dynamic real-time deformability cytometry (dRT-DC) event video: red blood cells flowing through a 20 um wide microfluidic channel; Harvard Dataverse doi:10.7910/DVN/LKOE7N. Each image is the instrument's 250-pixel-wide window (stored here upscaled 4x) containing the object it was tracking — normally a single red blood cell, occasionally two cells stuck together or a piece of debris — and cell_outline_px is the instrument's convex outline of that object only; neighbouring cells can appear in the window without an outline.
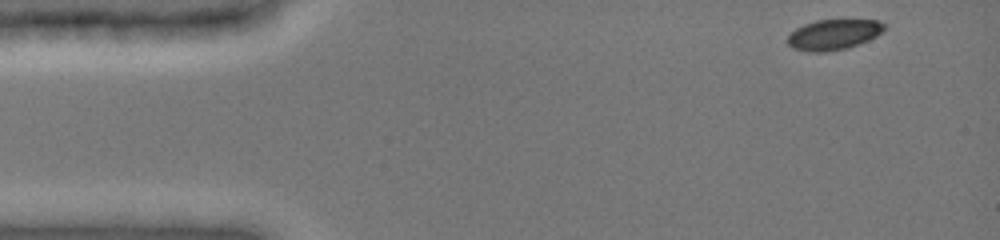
{"species": "common noctule bat (a hibernating species)", "species_latin": "Nyctalus noctula", "temperature_condition": "cold", "stored_images_in_passage": 5, "camera_frame_rate_fps": 3000, "um_per_image_px": 0.085, "animal": {"sex": "female", "body_mass_g": 19.0, "forearm_length_mm": 51.5}, "frame": {"image": 1, "passage_image": 1, "time_ms": 0.0, "image_size_px": [1000, 240], "cell_outline_px": [[884, 28], [876, 36], [868, 40], [844, 48], [828, 52], [808, 52], [792, 48], [788, 44], [788, 36], [796, 28], [804, 24], [816, 20], [876, 20], [884, 24]], "centroid_in_image_um": [70.8, 2.94], "position_along_channel_um": 14.2, "area_um2": 16.88}}
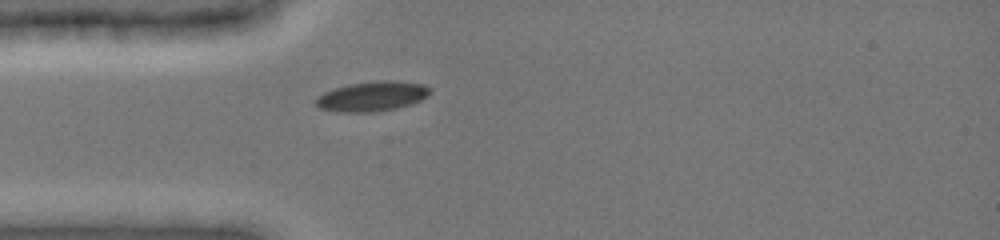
{"frame": {"image": 2, "passage_image": 5, "time_ms": 3.333, "image_size_px": [1000, 240], "cell_outline_px": [[432, 92], [428, 96], [420, 100], [396, 108], [372, 112], [336, 112], [320, 108], [316, 104], [316, 96], [324, 92], [348, 84], [384, 80], [396, 80], [424, 84], [432, 88]], "centroid_in_image_um": [31.65, 8.18], "position_along_channel_um": 53.3, "area_um2": 19.88}}